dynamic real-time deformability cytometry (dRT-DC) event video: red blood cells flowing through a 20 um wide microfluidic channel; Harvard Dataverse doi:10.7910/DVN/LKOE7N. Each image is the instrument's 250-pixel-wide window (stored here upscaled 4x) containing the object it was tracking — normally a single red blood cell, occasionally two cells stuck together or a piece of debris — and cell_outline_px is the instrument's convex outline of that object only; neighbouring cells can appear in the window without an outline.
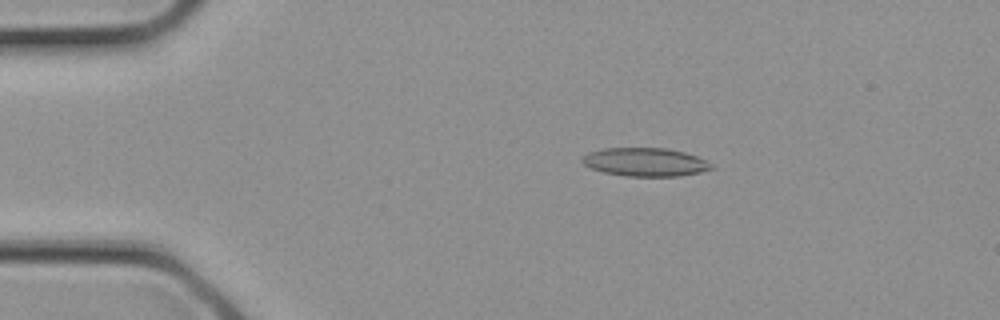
{"species": "common noctule bat (a hibernating species)", "species_latin": "Nyctalus noctula", "temperature_condition": "cold", "stored_images_in_passage": 10, "camera_frame_rate_fps": 3000, "um_per_image_px": 0.085, "animal": {"sex": "female", "body_mass_g": 21.9}, "frame": {"image": 1, "passage_image": 5, "time_ms": 1.333, "image_size_px": [1000, 320], "cell_outline_px": [[716, 168], [700, 172], [680, 176], [624, 176], [604, 172], [592, 168], [584, 164], [580, 160], [580, 156], [588, 152], [604, 148], [668, 148], [684, 152], [696, 156], [712, 164]], "centroid_in_image_um": [54.83, 13.77], "position_along_channel_um": 30.2, "area_um2": 21.5}}
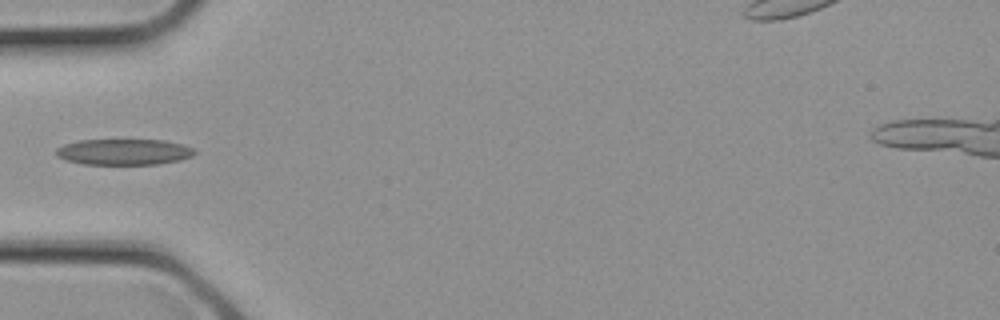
{"frame": {"image": 2, "passage_image": 9, "time_ms": 2.667, "image_size_px": [1000, 320], "cell_outline_px": [[196, 152], [192, 156], [180, 160], [156, 164], [84, 164], [64, 160], [56, 156], [56, 148], [64, 144], [80, 140], [164, 140], [184, 144], [192, 148]], "centroid_in_image_um": [10.51, 12.91], "position_along_channel_um": 74.5, "area_um2": 20.98}}